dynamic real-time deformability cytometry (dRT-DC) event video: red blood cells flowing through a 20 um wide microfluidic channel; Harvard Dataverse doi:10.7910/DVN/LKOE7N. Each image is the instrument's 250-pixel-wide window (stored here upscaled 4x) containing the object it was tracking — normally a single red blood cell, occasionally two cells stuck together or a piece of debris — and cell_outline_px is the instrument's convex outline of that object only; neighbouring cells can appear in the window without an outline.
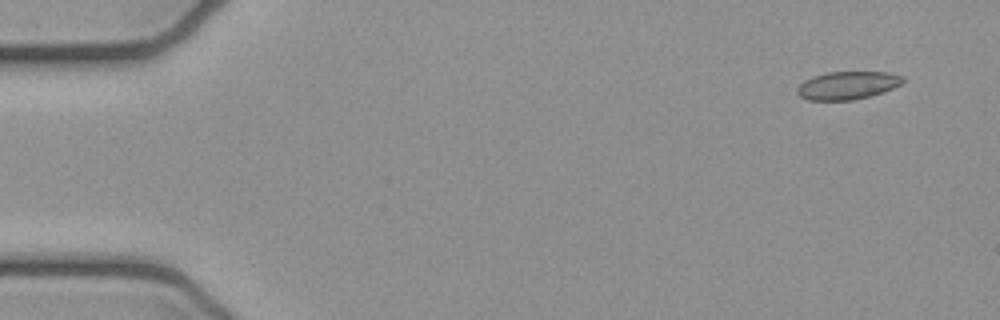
{"species": "common noctule bat (a hibernating species)", "species_latin": "Nyctalus noctula", "temperature_condition": "cold", "stored_images_in_passage": 4, "camera_frame_rate_fps": 3000, "um_per_image_px": 0.085, "animal": {"sex": "female", "body_mass_g": 21.9}, "frame": {"image": 1, "passage_image": 1, "time_ms": 0.0, "image_size_px": [1000, 320], "cell_outline_px": [[904, 80], [900, 84], [892, 88], [868, 96], [852, 100], [808, 100], [800, 96], [796, 92], [796, 88], [804, 80], [812, 76], [828, 72], [888, 72], [904, 76]], "centroid_in_image_um": [72.0, 7.25], "position_along_channel_um": 13.0, "area_um2": 17.11}}
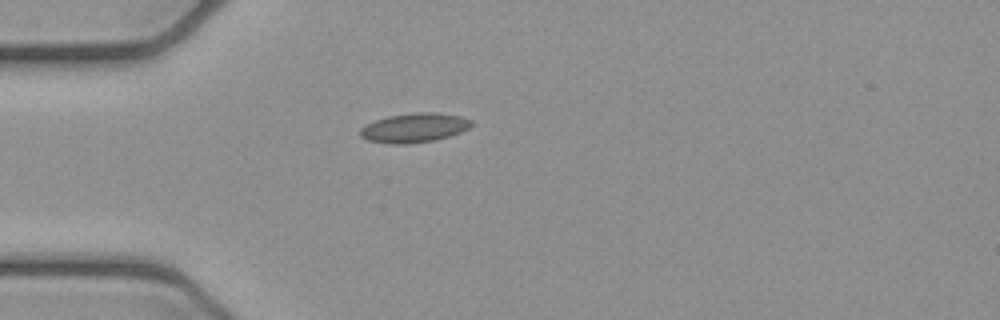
{"frame": {"image": 2, "passage_image": 4, "time_ms": 1.0, "image_size_px": [1000, 320], "cell_outline_px": [[472, 124], [468, 128], [460, 132], [448, 136], [432, 140], [408, 144], [388, 144], [368, 140], [360, 136], [360, 128], [376, 120], [388, 116], [412, 112], [436, 112], [460, 116], [472, 120]], "centroid_in_image_um": [35.2, 10.85], "position_along_channel_um": 49.8, "area_um2": 18.9}}